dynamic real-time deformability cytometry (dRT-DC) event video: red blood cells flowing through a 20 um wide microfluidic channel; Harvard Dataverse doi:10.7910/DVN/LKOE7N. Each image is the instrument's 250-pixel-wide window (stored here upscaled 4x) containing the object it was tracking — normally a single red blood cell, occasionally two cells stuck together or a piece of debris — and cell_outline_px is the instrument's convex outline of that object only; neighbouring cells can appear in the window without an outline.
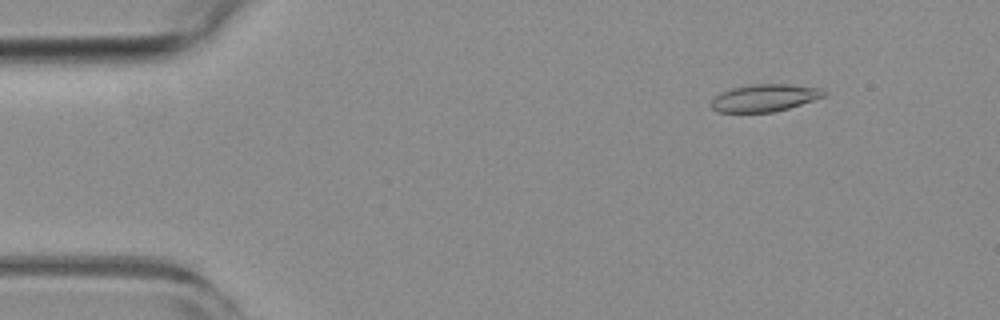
{"species": "common noctule bat (a hibernating species)", "species_latin": "Nyctalus noctula", "temperature_condition": "room temperature", "stored_images_in_passage": 13, "camera_frame_rate_fps": 3000, "um_per_image_px": 0.085, "animal": {"sex": "female", "body_mass_g": 19.3, "forearm_length_mm": 54.1}, "frame": {"image": 1, "passage_image": 7, "time_ms": 2.0, "image_size_px": [1000, 320], "cell_outline_px": [[828, 92], [824, 96], [788, 108], [772, 112], [720, 112], [712, 108], [712, 100], [720, 92], [732, 88], [748, 84], [788, 84], [820, 88]], "centroid_in_image_um": [64.98, 8.31], "position_along_channel_um": 20.0, "area_um2": 17.74}}